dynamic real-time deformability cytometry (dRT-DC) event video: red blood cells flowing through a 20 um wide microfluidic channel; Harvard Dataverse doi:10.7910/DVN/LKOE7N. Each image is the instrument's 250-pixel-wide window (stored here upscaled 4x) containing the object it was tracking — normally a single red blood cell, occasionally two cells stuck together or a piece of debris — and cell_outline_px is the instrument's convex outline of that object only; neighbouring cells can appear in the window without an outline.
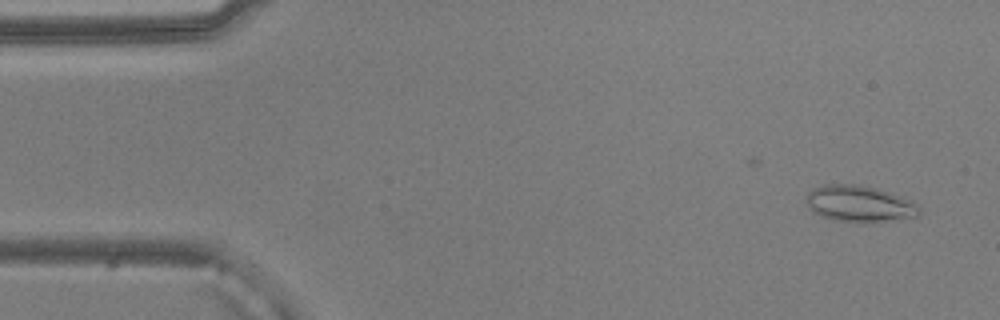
{"species": "common noctule bat (a hibernating species)", "species_latin": "Nyctalus noctula", "temperature_condition": "warm", "stored_images_in_passage": 50, "camera_frame_rate_fps": 3000, "um_per_image_px": 0.085, "animal": {"sex": "male", "body_mass_g": 20.5, "forearm_length_mm": 52.5}, "frame": {"image": 1, "passage_image": 1, "time_ms": 0.0, "image_size_px": [1000, 320], "cell_outline_px": [[920, 216], [864, 224], [836, 220], [820, 216], [812, 212], [808, 204], [808, 192], [812, 188], [824, 184], [856, 184], [876, 188], [900, 196], [916, 204], [920, 208]], "centroid_in_image_um": [73.05, 17.34], "position_along_channel_um": 12.0, "area_um2": 24.1}}
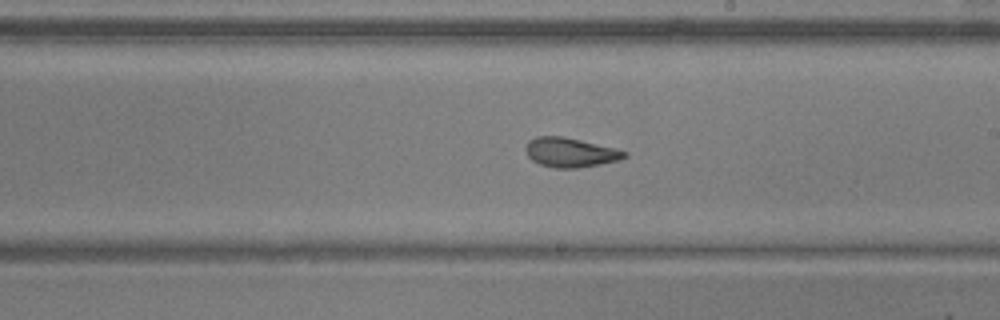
{"frame": {"image": 2, "passage_image": 27, "time_ms": 8.667, "image_size_px": [1000, 320], "cell_outline_px": [[628, 156], [620, 160], [600, 164], [576, 168], [556, 168], [540, 164], [532, 160], [528, 156], [524, 148], [528, 140], [536, 136], [564, 136], [616, 148], [628, 152]], "centroid_in_image_um": [48.48, 12.95], "position_along_channel_um": 240.5, "area_um2": 17.11}}
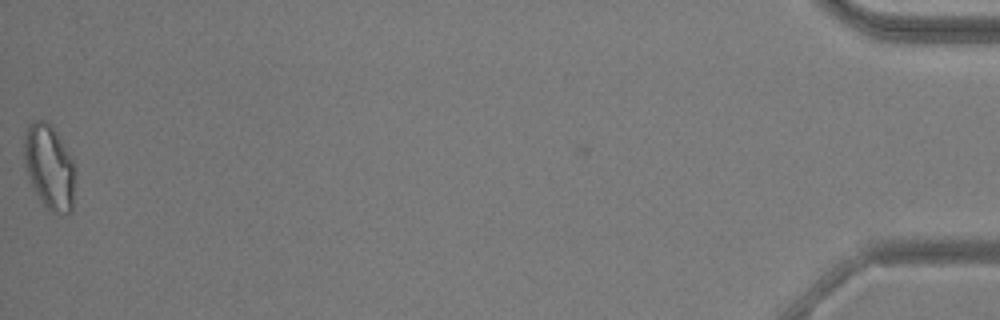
{"frame": {"image": 3, "passage_image": 50, "time_ms": 16.333, "image_size_px": [1000, 320], "cell_outline_px": [[76, 168], [72, 212], [52, 212], [40, 200], [32, 184], [24, 164], [24, 132], [28, 124], [36, 120], [44, 120], [56, 132], [72, 160]], "centroid_in_image_um": [4.19, 14.18], "position_along_channel_um": 431.0, "area_um2": 24.91}, "authors_computed_cell_mechanics": {"area_um2": 18.5827, "velocity_mm_per_s": 3.8693, "shape_relaxation_time_tau1_ms": 10.6483, "shape_relaxation_time_tau2_ms": 2.3466, "deformation_change_tau1": 0.2717, "deformation_change_tau2": 0.0983}}